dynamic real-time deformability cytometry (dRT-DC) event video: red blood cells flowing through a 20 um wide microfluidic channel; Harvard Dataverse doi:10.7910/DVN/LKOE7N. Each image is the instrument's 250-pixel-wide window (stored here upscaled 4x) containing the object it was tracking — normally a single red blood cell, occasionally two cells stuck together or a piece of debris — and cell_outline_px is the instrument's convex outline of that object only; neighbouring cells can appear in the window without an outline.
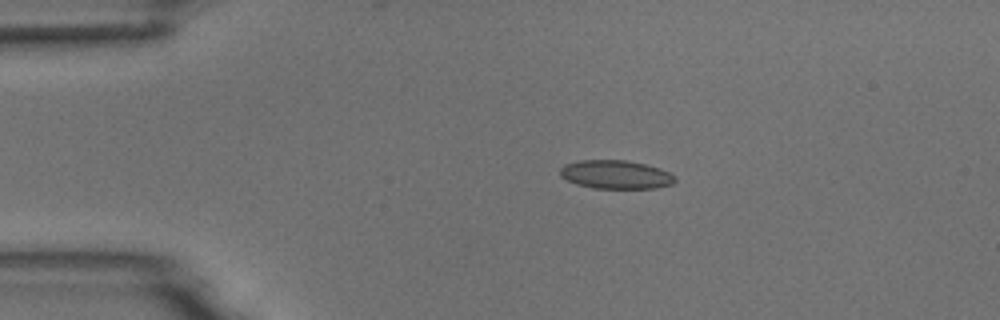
{"species": "common noctule bat (a hibernating species)", "species_latin": "Nyctalus noctula", "temperature_condition": "room temperature", "stored_images_in_passage": 4, "camera_frame_rate_fps": 3000, "um_per_image_px": 0.085, "animal": {"sex": "male", "body_mass_g": 18.8}, "frame": {"image": 1, "passage_image": 3, "time_ms": 2.333, "image_size_px": [1000, 320], "cell_outline_px": [[676, 180], [672, 184], [656, 188], [592, 188], [576, 184], [560, 176], [560, 168], [564, 164], [580, 160], [624, 160], [644, 164], [660, 168], [676, 176]], "centroid_in_image_um": [52.33, 14.84], "position_along_channel_um": 32.7, "area_um2": 19.13}}